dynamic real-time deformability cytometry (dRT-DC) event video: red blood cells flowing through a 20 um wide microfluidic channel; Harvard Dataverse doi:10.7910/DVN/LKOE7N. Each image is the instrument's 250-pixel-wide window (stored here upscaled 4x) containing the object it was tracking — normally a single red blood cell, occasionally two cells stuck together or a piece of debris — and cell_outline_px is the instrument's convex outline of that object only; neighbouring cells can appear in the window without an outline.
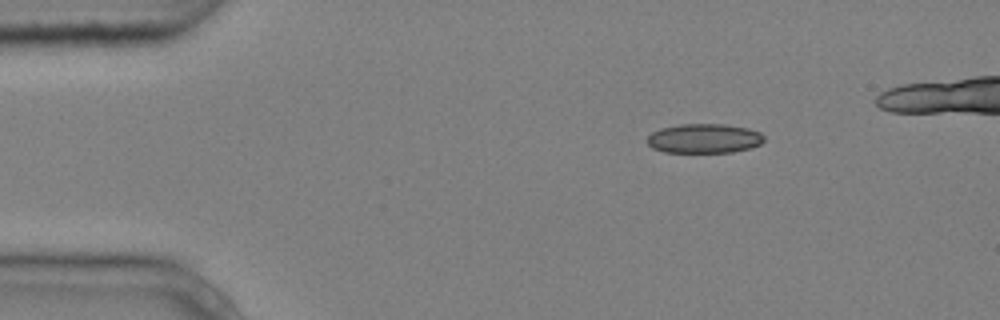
{"species": "common noctule bat (a hibernating species)", "species_latin": "Nyctalus noctula", "temperature_condition": "cold", "stored_images_in_passage": 5, "camera_frame_rate_fps": 3000, "um_per_image_px": 0.085, "animal": {"sex": "male", "body_mass_g": 20.4}, "frame": {"image": 1, "passage_image": 2, "time_ms": 0.333, "image_size_px": [1000, 320], "cell_outline_px": [[764, 140], [760, 144], [748, 148], [732, 152], [664, 152], [652, 148], [648, 144], [648, 136], [652, 132], [660, 128], [680, 124], [724, 124], [748, 128], [760, 132], [764, 136]], "centroid_in_image_um": [59.84, 11.76], "position_along_channel_um": 25.2, "area_um2": 20.0}}
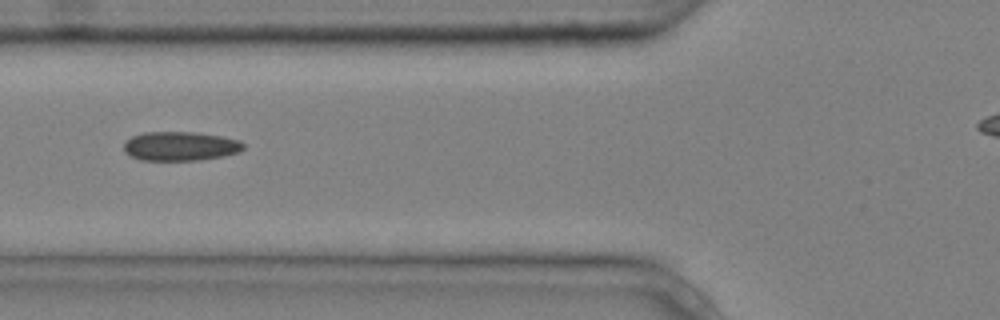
{"frame": {"image": 2, "passage_image": 5, "time_ms": 1.333, "image_size_px": [1000, 320], "cell_outline_px": [[244, 148], [240, 152], [224, 156], [200, 160], [140, 160], [124, 152], [124, 140], [132, 136], [144, 132], [196, 132], [220, 136], [240, 140], [244, 144]], "centroid_in_image_um": [15.32, 12.42], "position_along_channel_um": 110.5, "area_um2": 20.46}}